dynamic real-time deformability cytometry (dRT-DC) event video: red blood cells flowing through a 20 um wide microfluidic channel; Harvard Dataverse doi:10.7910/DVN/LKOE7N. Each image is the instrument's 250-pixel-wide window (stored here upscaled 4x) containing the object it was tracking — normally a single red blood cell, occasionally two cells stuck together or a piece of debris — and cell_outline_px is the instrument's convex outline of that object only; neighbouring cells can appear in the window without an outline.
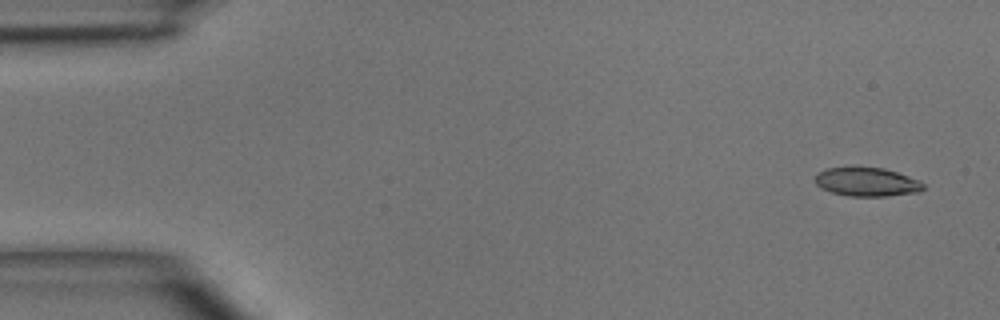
{"species": "common noctule bat (a hibernating species)", "species_latin": "Nyctalus noctula", "temperature_condition": "room temperature", "stored_images_in_passage": 5, "camera_frame_rate_fps": 3000, "um_per_image_px": 0.085, "animal": {"sex": "male", "body_mass_g": 15.6}, "frame": {"image": 1, "passage_image": 1, "time_ms": 0.0, "image_size_px": [1000, 320], "cell_outline_px": [[924, 188], [920, 192], [888, 196], [848, 196], [832, 192], [820, 188], [816, 184], [816, 176], [820, 172], [828, 168], [852, 164], [884, 168], [920, 180], [924, 184]], "centroid_in_image_um": [73.68, 15.43], "position_along_channel_um": 11.3, "area_um2": 18.73}}